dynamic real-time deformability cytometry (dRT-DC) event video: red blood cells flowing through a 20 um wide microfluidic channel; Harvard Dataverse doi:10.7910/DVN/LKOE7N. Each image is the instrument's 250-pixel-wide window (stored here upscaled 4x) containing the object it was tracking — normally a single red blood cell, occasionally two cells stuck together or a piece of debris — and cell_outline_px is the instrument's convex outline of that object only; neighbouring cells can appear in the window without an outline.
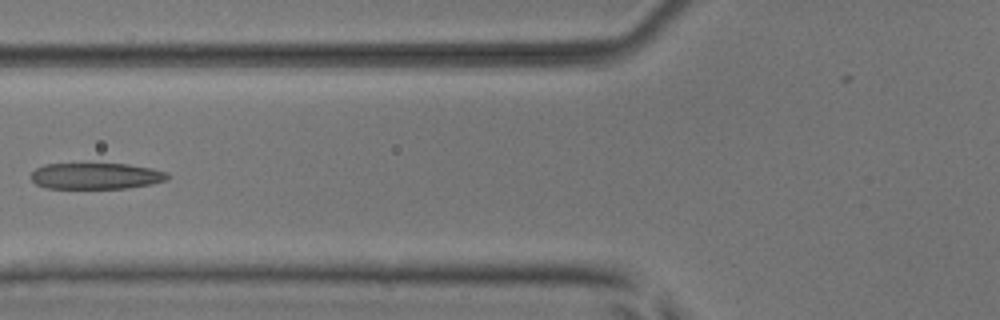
{"species": "common noctule bat (a hibernating species)", "species_latin": "Nyctalus noctula", "temperature_condition": "room temperature", "stored_images_in_passage": 6, "camera_frame_rate_fps": 3000, "um_per_image_px": 0.085, "animal": {"sex": "male", "body_mass_g": 17.9, "forearm_length_mm": 54.2}, "frame": {"image": 1, "passage_image": 6, "time_ms": 5.667, "image_size_px": [1000, 320], "cell_outline_px": [[168, 180], [128, 188], [44, 188], [36, 184], [32, 180], [32, 172], [36, 168], [44, 164], [128, 164], [152, 168], [164, 172], [168, 176]], "centroid_in_image_um": [8.13, 14.96], "position_along_channel_um": 117.7, "area_um2": 20.69}}